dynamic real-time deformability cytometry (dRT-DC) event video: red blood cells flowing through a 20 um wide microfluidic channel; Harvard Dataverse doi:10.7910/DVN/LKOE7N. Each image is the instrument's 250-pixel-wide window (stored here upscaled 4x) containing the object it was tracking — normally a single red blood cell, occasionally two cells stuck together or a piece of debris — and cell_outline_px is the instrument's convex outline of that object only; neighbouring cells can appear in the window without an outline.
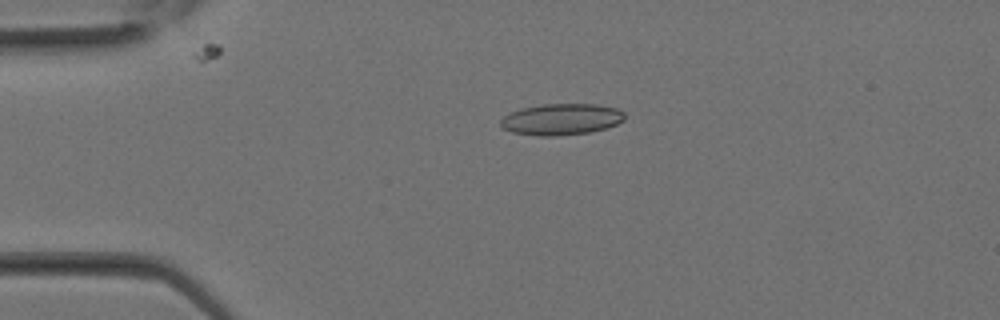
{"species": "Egyptian fruit bat (a non-hibernating species)", "species_latin": "Rousettus aegyptiacus", "temperature_condition": "room temperature", "stored_images_in_passage": 27, "camera_frame_rate_fps": 3000, "um_per_image_px": 0.085, "animal": {"sex": "female"}, "frame": {"image": 1, "passage_image": 4, "time_ms": 1.0, "image_size_px": [1000, 320], "cell_outline_px": [[624, 120], [616, 124], [604, 128], [588, 132], [556, 136], [540, 136], [512, 132], [504, 128], [500, 124], [500, 120], [504, 116], [520, 108], [544, 104], [596, 104], [616, 108], [624, 112]], "centroid_in_image_um": [47.7, 10.13], "position_along_channel_um": 37.3, "area_um2": 22.48}}
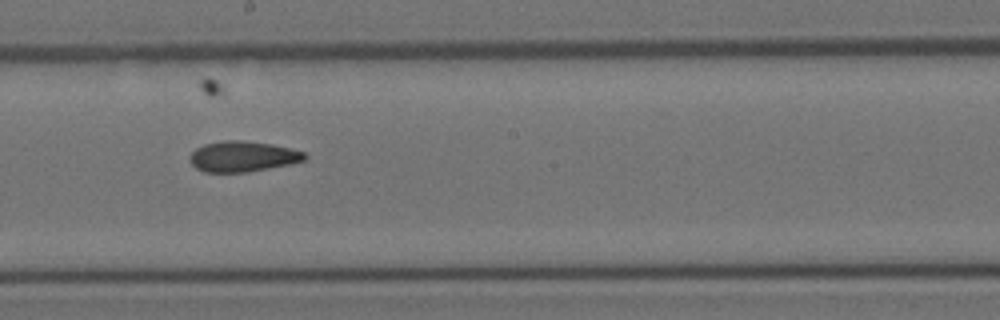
{"frame": {"image": 2, "passage_image": 14, "time_ms": 4.333, "image_size_px": [1000, 320], "cell_outline_px": [[308, 156], [304, 160], [288, 164], [248, 172], [204, 172], [196, 168], [188, 160], [188, 156], [196, 148], [204, 144], [224, 140], [240, 140], [272, 144], [304, 152]], "centroid_in_image_um": [20.58, 13.3], "position_along_channel_um": 227.6, "area_um2": 20.4}}
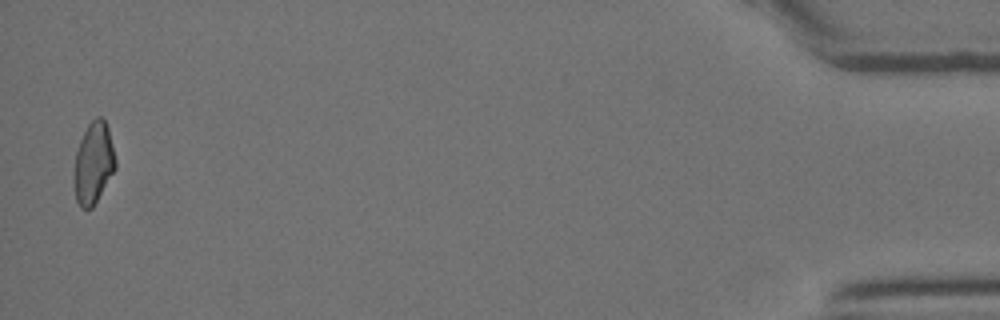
{"frame": {"image": 3, "passage_image": 27, "time_ms": 8.667, "image_size_px": [1000, 320], "cell_outline_px": [[116, 168], [92, 208], [80, 208], [76, 200], [76, 152], [80, 140], [88, 124], [96, 116], [100, 116], [104, 120], [108, 128], [116, 160]], "centroid_in_image_um": [7.98, 13.83], "position_along_channel_um": 427.2, "area_um2": 19.07}}